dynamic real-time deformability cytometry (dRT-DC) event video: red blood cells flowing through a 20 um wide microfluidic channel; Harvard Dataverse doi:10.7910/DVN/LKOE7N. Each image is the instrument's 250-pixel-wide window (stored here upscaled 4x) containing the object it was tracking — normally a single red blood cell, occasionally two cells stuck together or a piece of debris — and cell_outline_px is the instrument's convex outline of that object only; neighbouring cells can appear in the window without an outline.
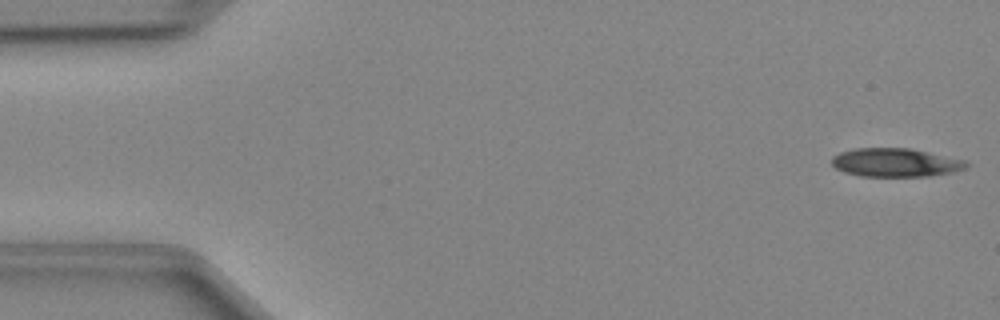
{"species": "Egyptian fruit bat (a non-hibernating species)", "species_latin": "Rousettus aegyptiacus", "temperature_condition": "cold", "stored_images_in_passage": 10, "camera_frame_rate_fps": 3000, "um_per_image_px": 0.085, "animal": {"sex": "female"}, "frame": {"image": 1, "passage_image": 1, "time_ms": 0.0, "image_size_px": [1000, 320], "cell_outline_px": [[968, 168], [952, 172], [928, 176], [860, 176], [844, 172], [836, 168], [832, 164], [832, 156], [840, 152], [852, 148], [912, 148], [968, 160]], "centroid_in_image_um": [76.15, 13.8], "position_along_channel_um": 8.9, "area_um2": 22.66}}